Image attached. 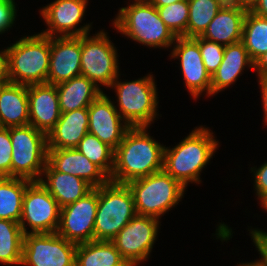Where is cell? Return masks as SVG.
I'll list each match as a JSON object with an SVG mask.
<instances>
[{
	"label": "cell",
	"mask_w": 267,
	"mask_h": 266,
	"mask_svg": "<svg viewBox=\"0 0 267 266\" xmlns=\"http://www.w3.org/2000/svg\"><path fill=\"white\" fill-rule=\"evenodd\" d=\"M39 182L49 191L60 208L74 203L93 189L85 180L55 171L48 163Z\"/></svg>",
	"instance_id": "cell-23"
},
{
	"label": "cell",
	"mask_w": 267,
	"mask_h": 266,
	"mask_svg": "<svg viewBox=\"0 0 267 266\" xmlns=\"http://www.w3.org/2000/svg\"><path fill=\"white\" fill-rule=\"evenodd\" d=\"M250 173L253 174L254 182L253 188L255 191V196L257 200H261L264 196L267 195V161L261 164L258 168L257 166L251 167Z\"/></svg>",
	"instance_id": "cell-36"
},
{
	"label": "cell",
	"mask_w": 267,
	"mask_h": 266,
	"mask_svg": "<svg viewBox=\"0 0 267 266\" xmlns=\"http://www.w3.org/2000/svg\"><path fill=\"white\" fill-rule=\"evenodd\" d=\"M92 35L81 36V75L104 91L120 73L118 50L106 30Z\"/></svg>",
	"instance_id": "cell-8"
},
{
	"label": "cell",
	"mask_w": 267,
	"mask_h": 266,
	"mask_svg": "<svg viewBox=\"0 0 267 266\" xmlns=\"http://www.w3.org/2000/svg\"><path fill=\"white\" fill-rule=\"evenodd\" d=\"M156 8L160 18L176 37H187L188 0H180L173 4Z\"/></svg>",
	"instance_id": "cell-32"
},
{
	"label": "cell",
	"mask_w": 267,
	"mask_h": 266,
	"mask_svg": "<svg viewBox=\"0 0 267 266\" xmlns=\"http://www.w3.org/2000/svg\"><path fill=\"white\" fill-rule=\"evenodd\" d=\"M29 125L28 86L8 82L0 93V126Z\"/></svg>",
	"instance_id": "cell-24"
},
{
	"label": "cell",
	"mask_w": 267,
	"mask_h": 266,
	"mask_svg": "<svg viewBox=\"0 0 267 266\" xmlns=\"http://www.w3.org/2000/svg\"><path fill=\"white\" fill-rule=\"evenodd\" d=\"M206 125L192 129L174 147L165 145L163 170L186 189L188 184H201V173L209 165L220 142Z\"/></svg>",
	"instance_id": "cell-2"
},
{
	"label": "cell",
	"mask_w": 267,
	"mask_h": 266,
	"mask_svg": "<svg viewBox=\"0 0 267 266\" xmlns=\"http://www.w3.org/2000/svg\"><path fill=\"white\" fill-rule=\"evenodd\" d=\"M249 229H248L249 233H259L267 241V232L266 231H263L257 227L252 228V226H251V228L249 227Z\"/></svg>",
	"instance_id": "cell-44"
},
{
	"label": "cell",
	"mask_w": 267,
	"mask_h": 266,
	"mask_svg": "<svg viewBox=\"0 0 267 266\" xmlns=\"http://www.w3.org/2000/svg\"><path fill=\"white\" fill-rule=\"evenodd\" d=\"M56 89L61 113L88 108L103 93V90L82 75L56 85Z\"/></svg>",
	"instance_id": "cell-25"
},
{
	"label": "cell",
	"mask_w": 267,
	"mask_h": 266,
	"mask_svg": "<svg viewBox=\"0 0 267 266\" xmlns=\"http://www.w3.org/2000/svg\"><path fill=\"white\" fill-rule=\"evenodd\" d=\"M28 102L29 125L47 135L61 116L56 85H28Z\"/></svg>",
	"instance_id": "cell-19"
},
{
	"label": "cell",
	"mask_w": 267,
	"mask_h": 266,
	"mask_svg": "<svg viewBox=\"0 0 267 266\" xmlns=\"http://www.w3.org/2000/svg\"><path fill=\"white\" fill-rule=\"evenodd\" d=\"M89 0H54L39 9L47 29L39 33L48 37L82 36L89 34L92 23H84ZM80 26V27H79Z\"/></svg>",
	"instance_id": "cell-13"
},
{
	"label": "cell",
	"mask_w": 267,
	"mask_h": 266,
	"mask_svg": "<svg viewBox=\"0 0 267 266\" xmlns=\"http://www.w3.org/2000/svg\"><path fill=\"white\" fill-rule=\"evenodd\" d=\"M110 97L104 91L88 107V132L115 150L131 126L121 118Z\"/></svg>",
	"instance_id": "cell-16"
},
{
	"label": "cell",
	"mask_w": 267,
	"mask_h": 266,
	"mask_svg": "<svg viewBox=\"0 0 267 266\" xmlns=\"http://www.w3.org/2000/svg\"><path fill=\"white\" fill-rule=\"evenodd\" d=\"M246 13L247 10L226 3L200 37L223 46L242 41L243 22Z\"/></svg>",
	"instance_id": "cell-21"
},
{
	"label": "cell",
	"mask_w": 267,
	"mask_h": 266,
	"mask_svg": "<svg viewBox=\"0 0 267 266\" xmlns=\"http://www.w3.org/2000/svg\"><path fill=\"white\" fill-rule=\"evenodd\" d=\"M254 72L257 77L267 75V52L254 62Z\"/></svg>",
	"instance_id": "cell-39"
},
{
	"label": "cell",
	"mask_w": 267,
	"mask_h": 266,
	"mask_svg": "<svg viewBox=\"0 0 267 266\" xmlns=\"http://www.w3.org/2000/svg\"><path fill=\"white\" fill-rule=\"evenodd\" d=\"M8 82H10L9 79H0V93Z\"/></svg>",
	"instance_id": "cell-47"
},
{
	"label": "cell",
	"mask_w": 267,
	"mask_h": 266,
	"mask_svg": "<svg viewBox=\"0 0 267 266\" xmlns=\"http://www.w3.org/2000/svg\"><path fill=\"white\" fill-rule=\"evenodd\" d=\"M160 226L159 219L136 214L111 242L130 266H140L151 256Z\"/></svg>",
	"instance_id": "cell-10"
},
{
	"label": "cell",
	"mask_w": 267,
	"mask_h": 266,
	"mask_svg": "<svg viewBox=\"0 0 267 266\" xmlns=\"http://www.w3.org/2000/svg\"><path fill=\"white\" fill-rule=\"evenodd\" d=\"M169 52L171 59H177L180 62L179 68L184 79V87L194 101L202 94L211 97V75L204 66L199 44L193 38L176 37Z\"/></svg>",
	"instance_id": "cell-15"
},
{
	"label": "cell",
	"mask_w": 267,
	"mask_h": 266,
	"mask_svg": "<svg viewBox=\"0 0 267 266\" xmlns=\"http://www.w3.org/2000/svg\"><path fill=\"white\" fill-rule=\"evenodd\" d=\"M59 218L60 207L57 201L39 181H31L24 193L19 222L23 233H56Z\"/></svg>",
	"instance_id": "cell-11"
},
{
	"label": "cell",
	"mask_w": 267,
	"mask_h": 266,
	"mask_svg": "<svg viewBox=\"0 0 267 266\" xmlns=\"http://www.w3.org/2000/svg\"><path fill=\"white\" fill-rule=\"evenodd\" d=\"M88 108L61 113L55 127L47 134V149L76 148L88 133Z\"/></svg>",
	"instance_id": "cell-22"
},
{
	"label": "cell",
	"mask_w": 267,
	"mask_h": 266,
	"mask_svg": "<svg viewBox=\"0 0 267 266\" xmlns=\"http://www.w3.org/2000/svg\"><path fill=\"white\" fill-rule=\"evenodd\" d=\"M92 163L99 166L109 177L114 168V150L97 136L87 133L76 147Z\"/></svg>",
	"instance_id": "cell-31"
},
{
	"label": "cell",
	"mask_w": 267,
	"mask_h": 266,
	"mask_svg": "<svg viewBox=\"0 0 267 266\" xmlns=\"http://www.w3.org/2000/svg\"><path fill=\"white\" fill-rule=\"evenodd\" d=\"M258 203L261 205L260 208L267 212V195L264 196L260 201H258Z\"/></svg>",
	"instance_id": "cell-46"
},
{
	"label": "cell",
	"mask_w": 267,
	"mask_h": 266,
	"mask_svg": "<svg viewBox=\"0 0 267 266\" xmlns=\"http://www.w3.org/2000/svg\"><path fill=\"white\" fill-rule=\"evenodd\" d=\"M237 266H262L261 264H260V262L256 259V260H254V261H251V262H239V264L237 263Z\"/></svg>",
	"instance_id": "cell-45"
},
{
	"label": "cell",
	"mask_w": 267,
	"mask_h": 266,
	"mask_svg": "<svg viewBox=\"0 0 267 266\" xmlns=\"http://www.w3.org/2000/svg\"><path fill=\"white\" fill-rule=\"evenodd\" d=\"M81 75V36L50 37L47 83L58 85Z\"/></svg>",
	"instance_id": "cell-17"
},
{
	"label": "cell",
	"mask_w": 267,
	"mask_h": 266,
	"mask_svg": "<svg viewBox=\"0 0 267 266\" xmlns=\"http://www.w3.org/2000/svg\"><path fill=\"white\" fill-rule=\"evenodd\" d=\"M248 68L254 71V62L242 41L225 46L223 60L211 75V97L236 83Z\"/></svg>",
	"instance_id": "cell-20"
},
{
	"label": "cell",
	"mask_w": 267,
	"mask_h": 266,
	"mask_svg": "<svg viewBox=\"0 0 267 266\" xmlns=\"http://www.w3.org/2000/svg\"><path fill=\"white\" fill-rule=\"evenodd\" d=\"M128 2L126 7L118 9L117 15L112 19L113 28L148 48L171 49L176 36L160 18L157 8L148 0Z\"/></svg>",
	"instance_id": "cell-3"
},
{
	"label": "cell",
	"mask_w": 267,
	"mask_h": 266,
	"mask_svg": "<svg viewBox=\"0 0 267 266\" xmlns=\"http://www.w3.org/2000/svg\"><path fill=\"white\" fill-rule=\"evenodd\" d=\"M30 182L19 177L0 178V219L20 222L23 197Z\"/></svg>",
	"instance_id": "cell-27"
},
{
	"label": "cell",
	"mask_w": 267,
	"mask_h": 266,
	"mask_svg": "<svg viewBox=\"0 0 267 266\" xmlns=\"http://www.w3.org/2000/svg\"><path fill=\"white\" fill-rule=\"evenodd\" d=\"M226 3L224 0H188L187 38L201 36Z\"/></svg>",
	"instance_id": "cell-30"
},
{
	"label": "cell",
	"mask_w": 267,
	"mask_h": 266,
	"mask_svg": "<svg viewBox=\"0 0 267 266\" xmlns=\"http://www.w3.org/2000/svg\"><path fill=\"white\" fill-rule=\"evenodd\" d=\"M199 44V50L206 70L212 75L220 66L225 46L208 41L200 36L193 38Z\"/></svg>",
	"instance_id": "cell-33"
},
{
	"label": "cell",
	"mask_w": 267,
	"mask_h": 266,
	"mask_svg": "<svg viewBox=\"0 0 267 266\" xmlns=\"http://www.w3.org/2000/svg\"><path fill=\"white\" fill-rule=\"evenodd\" d=\"M47 163L55 170L85 180L93 188L110 181L109 176L77 148L48 149Z\"/></svg>",
	"instance_id": "cell-18"
},
{
	"label": "cell",
	"mask_w": 267,
	"mask_h": 266,
	"mask_svg": "<svg viewBox=\"0 0 267 266\" xmlns=\"http://www.w3.org/2000/svg\"><path fill=\"white\" fill-rule=\"evenodd\" d=\"M139 215L161 219L171 208L179 205L186 188L164 170L127 183Z\"/></svg>",
	"instance_id": "cell-6"
},
{
	"label": "cell",
	"mask_w": 267,
	"mask_h": 266,
	"mask_svg": "<svg viewBox=\"0 0 267 266\" xmlns=\"http://www.w3.org/2000/svg\"><path fill=\"white\" fill-rule=\"evenodd\" d=\"M242 42L250 58L255 62L267 52V18L247 11L242 32Z\"/></svg>",
	"instance_id": "cell-29"
},
{
	"label": "cell",
	"mask_w": 267,
	"mask_h": 266,
	"mask_svg": "<svg viewBox=\"0 0 267 266\" xmlns=\"http://www.w3.org/2000/svg\"><path fill=\"white\" fill-rule=\"evenodd\" d=\"M6 50L10 82L27 86L47 83L50 37L34 32L19 38Z\"/></svg>",
	"instance_id": "cell-5"
},
{
	"label": "cell",
	"mask_w": 267,
	"mask_h": 266,
	"mask_svg": "<svg viewBox=\"0 0 267 266\" xmlns=\"http://www.w3.org/2000/svg\"><path fill=\"white\" fill-rule=\"evenodd\" d=\"M98 207V188L84 197L60 208L56 233L75 244L94 240V225Z\"/></svg>",
	"instance_id": "cell-14"
},
{
	"label": "cell",
	"mask_w": 267,
	"mask_h": 266,
	"mask_svg": "<svg viewBox=\"0 0 267 266\" xmlns=\"http://www.w3.org/2000/svg\"><path fill=\"white\" fill-rule=\"evenodd\" d=\"M151 4H153L155 7H162L167 6L170 4H173L175 2H178L180 0H148Z\"/></svg>",
	"instance_id": "cell-43"
},
{
	"label": "cell",
	"mask_w": 267,
	"mask_h": 266,
	"mask_svg": "<svg viewBox=\"0 0 267 266\" xmlns=\"http://www.w3.org/2000/svg\"><path fill=\"white\" fill-rule=\"evenodd\" d=\"M253 246L258 251L259 259H257L262 266H267V241L259 233H249Z\"/></svg>",
	"instance_id": "cell-37"
},
{
	"label": "cell",
	"mask_w": 267,
	"mask_h": 266,
	"mask_svg": "<svg viewBox=\"0 0 267 266\" xmlns=\"http://www.w3.org/2000/svg\"><path fill=\"white\" fill-rule=\"evenodd\" d=\"M136 214L134 197L127 184L109 181L98 187L94 240L111 241Z\"/></svg>",
	"instance_id": "cell-7"
},
{
	"label": "cell",
	"mask_w": 267,
	"mask_h": 266,
	"mask_svg": "<svg viewBox=\"0 0 267 266\" xmlns=\"http://www.w3.org/2000/svg\"><path fill=\"white\" fill-rule=\"evenodd\" d=\"M258 85L260 86V93L262 98V106H263V113H264V126H267V75H262L257 77Z\"/></svg>",
	"instance_id": "cell-38"
},
{
	"label": "cell",
	"mask_w": 267,
	"mask_h": 266,
	"mask_svg": "<svg viewBox=\"0 0 267 266\" xmlns=\"http://www.w3.org/2000/svg\"><path fill=\"white\" fill-rule=\"evenodd\" d=\"M251 11L254 14L267 18V0H259Z\"/></svg>",
	"instance_id": "cell-42"
},
{
	"label": "cell",
	"mask_w": 267,
	"mask_h": 266,
	"mask_svg": "<svg viewBox=\"0 0 267 266\" xmlns=\"http://www.w3.org/2000/svg\"><path fill=\"white\" fill-rule=\"evenodd\" d=\"M148 126L130 127L114 150L111 182L127 184L163 170L165 145L150 135ZM149 132V133H148Z\"/></svg>",
	"instance_id": "cell-1"
},
{
	"label": "cell",
	"mask_w": 267,
	"mask_h": 266,
	"mask_svg": "<svg viewBox=\"0 0 267 266\" xmlns=\"http://www.w3.org/2000/svg\"><path fill=\"white\" fill-rule=\"evenodd\" d=\"M11 177L39 181L47 163V135L32 125L10 127Z\"/></svg>",
	"instance_id": "cell-9"
},
{
	"label": "cell",
	"mask_w": 267,
	"mask_h": 266,
	"mask_svg": "<svg viewBox=\"0 0 267 266\" xmlns=\"http://www.w3.org/2000/svg\"><path fill=\"white\" fill-rule=\"evenodd\" d=\"M0 79H9L8 76V53L6 49L0 51Z\"/></svg>",
	"instance_id": "cell-40"
},
{
	"label": "cell",
	"mask_w": 267,
	"mask_h": 266,
	"mask_svg": "<svg viewBox=\"0 0 267 266\" xmlns=\"http://www.w3.org/2000/svg\"><path fill=\"white\" fill-rule=\"evenodd\" d=\"M77 244L58 233L24 234L22 266H75Z\"/></svg>",
	"instance_id": "cell-12"
},
{
	"label": "cell",
	"mask_w": 267,
	"mask_h": 266,
	"mask_svg": "<svg viewBox=\"0 0 267 266\" xmlns=\"http://www.w3.org/2000/svg\"><path fill=\"white\" fill-rule=\"evenodd\" d=\"M24 233L19 223L0 219V264L21 266Z\"/></svg>",
	"instance_id": "cell-28"
},
{
	"label": "cell",
	"mask_w": 267,
	"mask_h": 266,
	"mask_svg": "<svg viewBox=\"0 0 267 266\" xmlns=\"http://www.w3.org/2000/svg\"><path fill=\"white\" fill-rule=\"evenodd\" d=\"M118 77L112 82L109 90L115 92V108L121 118L131 127L150 126L159 119L158 88L153 74H146L135 80L121 81ZM117 103V104H115ZM158 111V112H157Z\"/></svg>",
	"instance_id": "cell-4"
},
{
	"label": "cell",
	"mask_w": 267,
	"mask_h": 266,
	"mask_svg": "<svg viewBox=\"0 0 267 266\" xmlns=\"http://www.w3.org/2000/svg\"><path fill=\"white\" fill-rule=\"evenodd\" d=\"M259 0H230V4L239 6L247 11L253 9V7L258 3Z\"/></svg>",
	"instance_id": "cell-41"
},
{
	"label": "cell",
	"mask_w": 267,
	"mask_h": 266,
	"mask_svg": "<svg viewBox=\"0 0 267 266\" xmlns=\"http://www.w3.org/2000/svg\"><path fill=\"white\" fill-rule=\"evenodd\" d=\"M75 266H130L111 241L77 244Z\"/></svg>",
	"instance_id": "cell-26"
},
{
	"label": "cell",
	"mask_w": 267,
	"mask_h": 266,
	"mask_svg": "<svg viewBox=\"0 0 267 266\" xmlns=\"http://www.w3.org/2000/svg\"><path fill=\"white\" fill-rule=\"evenodd\" d=\"M15 0H0V35L10 31L17 19Z\"/></svg>",
	"instance_id": "cell-35"
},
{
	"label": "cell",
	"mask_w": 267,
	"mask_h": 266,
	"mask_svg": "<svg viewBox=\"0 0 267 266\" xmlns=\"http://www.w3.org/2000/svg\"><path fill=\"white\" fill-rule=\"evenodd\" d=\"M12 145L10 127H0V177H11Z\"/></svg>",
	"instance_id": "cell-34"
}]
</instances>
